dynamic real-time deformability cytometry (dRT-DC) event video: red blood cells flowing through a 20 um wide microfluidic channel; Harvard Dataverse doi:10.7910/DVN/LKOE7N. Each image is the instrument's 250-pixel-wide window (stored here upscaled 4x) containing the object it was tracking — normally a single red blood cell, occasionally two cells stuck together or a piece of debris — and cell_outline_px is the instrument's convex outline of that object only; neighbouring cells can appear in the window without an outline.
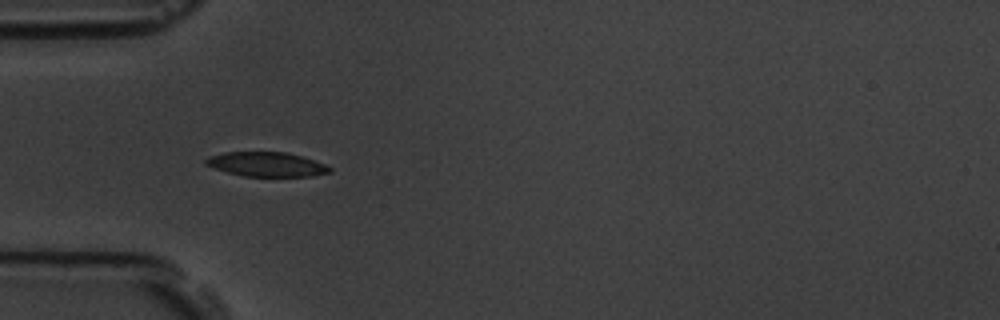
{"species": "common noctule bat (a hibernating species)", "species_latin": "Nyctalus noctula", "temperature_condition": "room temperature", "stored_images_in_passage": 6, "camera_frame_rate_fps": 3000, "um_per_image_px": 0.085, "animal": {"sex": "male", "body_mass_g": 19.5, "forearm_length_mm": 54.6}, "frame": {"image": 1, "passage_image": 5, "time_ms": 5.333, "image_size_px": [1000, 320], "cell_outline_px": [[332, 172], [312, 176], [244, 176], [212, 168], [204, 164], [204, 160], [208, 156], [224, 152], [288, 152], [324, 164], [332, 168]], "centroid_in_image_um": [22.62, 13.96], "position_along_channel_um": 62.4, "area_um2": 17.63}}
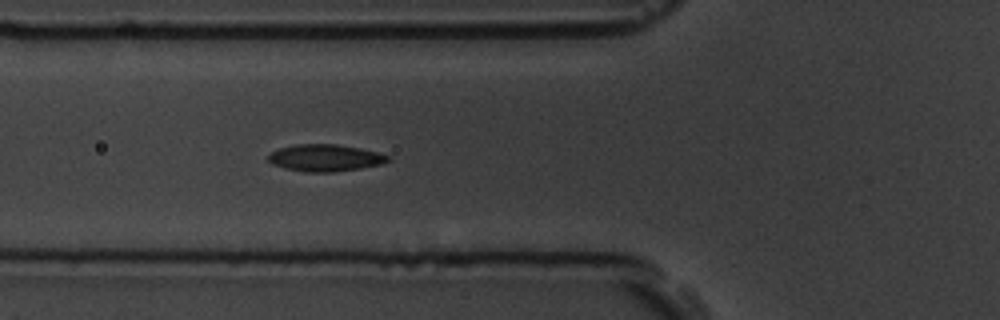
{"frame": {"image": 2, "passage_image": 6, "time_ms": 6.333, "image_size_px": [1000, 320], "cell_outline_px": [[388, 160], [380, 164], [360, 168], [332, 172], [304, 172], [284, 168], [272, 164], [268, 160], [268, 156], [272, 152], [280, 148], [296, 144], [336, 144], [360, 148], [376, 152], [388, 156]], "centroid_in_image_um": [27.59, 13.42], "position_along_channel_um": 98.2, "area_um2": 18.55}}